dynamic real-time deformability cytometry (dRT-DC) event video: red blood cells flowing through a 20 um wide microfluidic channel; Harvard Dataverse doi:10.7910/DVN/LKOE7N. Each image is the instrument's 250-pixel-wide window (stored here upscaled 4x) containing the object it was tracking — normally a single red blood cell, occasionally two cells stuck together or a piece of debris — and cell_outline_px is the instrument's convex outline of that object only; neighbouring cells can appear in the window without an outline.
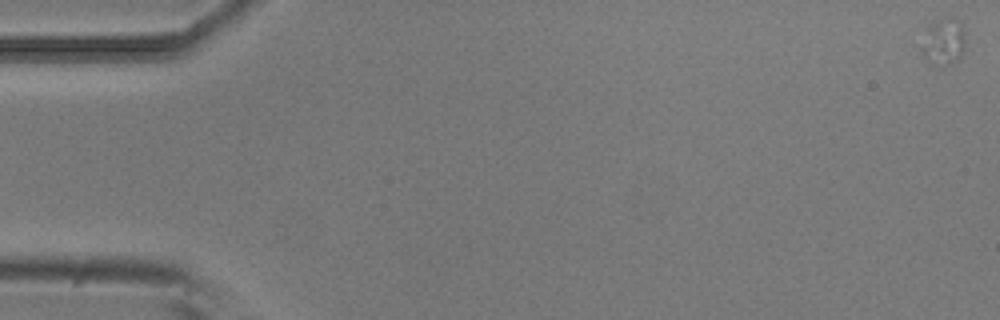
{"species": "common noctule bat (a hibernating species)", "species_latin": "Nyctalus noctula", "temperature_condition": "room temperature", "stored_images_in_passage": 6, "camera_frame_rate_fps": 3000, "um_per_image_px": 0.085, "animal": {"sex": "male", "body_mass_g": 20.5, "forearm_length_mm": 52.5}, "frame": {"image": 1, "passage_image": 1, "time_ms": 0.0, "image_size_px": [1000, 320], "cell_outline_px": [[964, 48], [960, 56], [956, 60], [940, 68], [928, 64], [920, 52], [920, 48], [928, 28], [932, 24], [940, 20], [956, 20], [960, 24], [964, 32]], "centroid_in_image_um": [80.15, 3.66], "position_along_channel_um": 4.8, "area_um2": 11.68}}